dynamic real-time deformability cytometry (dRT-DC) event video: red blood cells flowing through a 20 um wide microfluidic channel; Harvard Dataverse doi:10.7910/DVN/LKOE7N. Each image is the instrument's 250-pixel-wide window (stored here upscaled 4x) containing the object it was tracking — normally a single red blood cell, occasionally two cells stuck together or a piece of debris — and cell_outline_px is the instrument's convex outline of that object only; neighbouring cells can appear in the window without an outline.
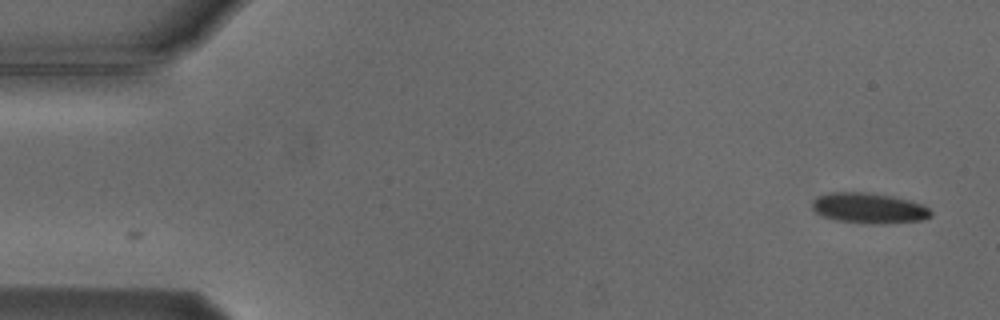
{"species": "Egyptian fruit bat (a non-hibernating species)", "species_latin": "Rousettus aegyptiacus", "temperature_condition": "cold", "stored_images_in_passage": 5, "camera_frame_rate_fps": 3000, "um_per_image_px": 0.085, "animal": {"sex": "male"}, "frame": {"image": 1, "passage_image": 1, "time_ms": 0.0, "image_size_px": [1000, 320], "cell_outline_px": [[932, 216], [920, 220], [884, 224], [872, 224], [836, 220], [824, 216], [816, 212], [812, 208], [812, 200], [816, 196], [828, 192], [868, 192], [892, 196], [908, 200], [920, 204], [928, 208], [932, 212]], "centroid_in_image_um": [73.83, 17.68], "position_along_channel_um": 11.2, "area_um2": 21.1}}
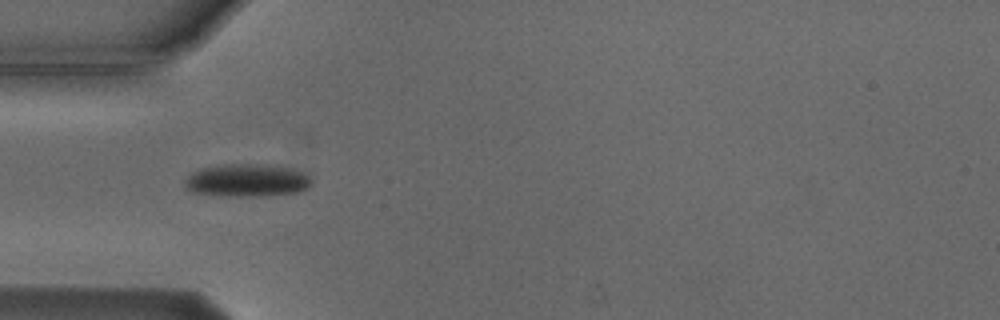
{"frame": {"image": 2, "passage_image": 5, "time_ms": 4.667, "image_size_px": [1000, 320], "cell_outline_px": [[312, 184], [308, 188], [296, 192], [260, 196], [228, 196], [192, 192], [184, 184], [184, 180], [192, 172], [200, 168], [224, 164], [256, 164], [288, 168], [308, 172], [312, 180]], "centroid_in_image_um": [21.01, 15.33], "position_along_channel_um": 64.0, "area_um2": 24.22}}